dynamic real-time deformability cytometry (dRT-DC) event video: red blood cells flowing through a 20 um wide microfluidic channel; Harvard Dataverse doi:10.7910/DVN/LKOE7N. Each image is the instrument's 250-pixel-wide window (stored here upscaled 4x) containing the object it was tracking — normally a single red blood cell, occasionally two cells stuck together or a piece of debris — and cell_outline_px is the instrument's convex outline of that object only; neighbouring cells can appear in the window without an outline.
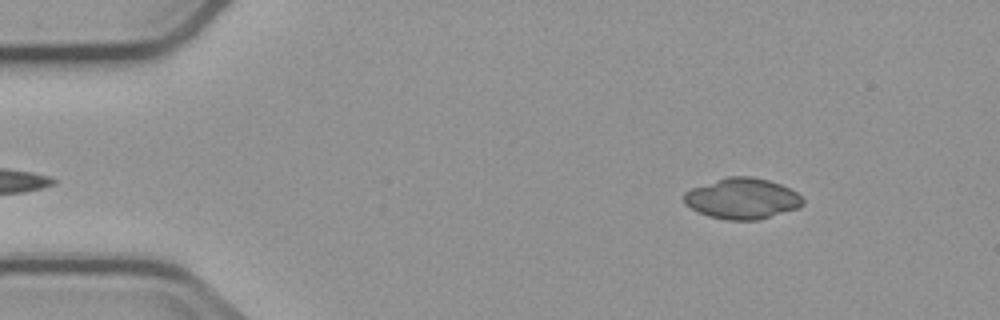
{"species": "common noctule bat (a hibernating species)", "species_latin": "Nyctalus noctula", "temperature_condition": "cold", "stored_images_in_passage": 5, "segment_of_instrument_passage": [1, 2], "camera_frame_rate_fps": 3000, "um_per_image_px": 0.085, "animal": {"sex": "male", "body_mass_g": 23.1, "forearm_length_mm": 52.7}, "frame": {"image": 1, "passage_image": 1, "time_ms": 0.0, "image_size_px": [1000, 320], "cell_outline_px": [[804, 204], [800, 208], [760, 220], [728, 220], [708, 216], [684, 204], [684, 192], [692, 188], [728, 176], [748, 176], [768, 180], [780, 184], [796, 192], [804, 200]], "centroid_in_image_um": [63.11, 16.89], "position_along_channel_um": 21.9, "area_um2": 28.26}}